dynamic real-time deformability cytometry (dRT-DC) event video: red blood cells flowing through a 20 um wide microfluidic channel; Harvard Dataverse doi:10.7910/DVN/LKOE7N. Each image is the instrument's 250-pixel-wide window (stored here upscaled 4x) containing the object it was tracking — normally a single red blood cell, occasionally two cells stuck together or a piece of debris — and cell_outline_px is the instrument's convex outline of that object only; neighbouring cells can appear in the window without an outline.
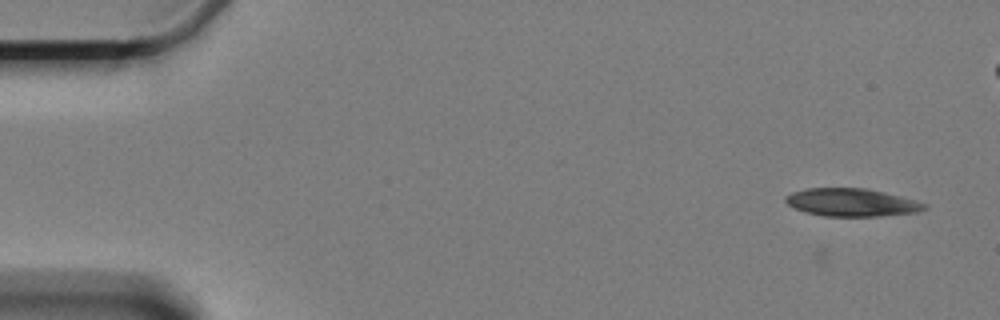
{"species": "Egyptian fruit bat (a non-hibernating species)", "species_latin": "Rousettus aegyptiacus", "temperature_condition": "cold", "stored_images_in_passage": 1, "camera_frame_rate_fps": 3000, "um_per_image_px": 0.085, "animal": {"sex": "female"}, "frame": {"image": 1, "passage_image": 1, "time_ms": 0.0, "image_size_px": [1000, 320], "cell_outline_px": [[928, 208], [916, 212], [880, 216], [824, 216], [808, 212], [796, 208], [788, 204], [784, 200], [784, 196], [792, 192], [804, 188], [868, 188], [916, 200], [928, 204]], "centroid_in_image_um": [72.41, 17.19], "position_along_channel_um": 12.6, "area_um2": 22.54}}